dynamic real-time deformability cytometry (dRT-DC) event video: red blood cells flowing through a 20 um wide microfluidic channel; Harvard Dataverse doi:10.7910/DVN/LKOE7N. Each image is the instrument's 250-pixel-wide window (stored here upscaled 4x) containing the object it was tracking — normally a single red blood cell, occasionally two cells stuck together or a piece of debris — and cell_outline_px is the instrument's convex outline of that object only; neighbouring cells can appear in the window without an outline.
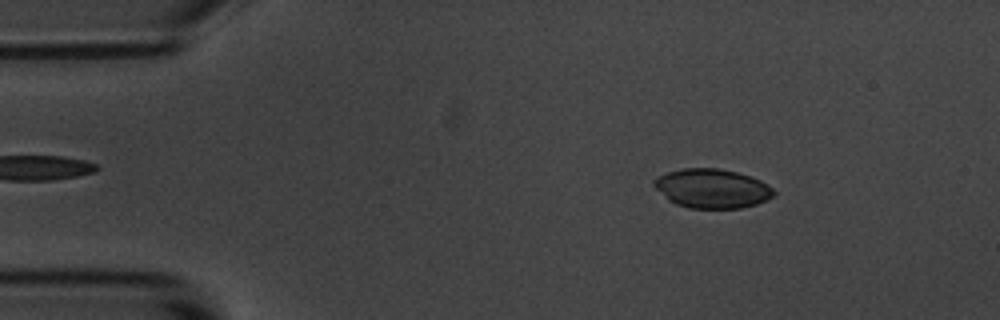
{"species": "common noctule bat (a hibernating species)", "species_latin": "Nyctalus noctula", "temperature_condition": "room temperature", "stored_images_in_passage": 54, "camera_frame_rate_fps": 3000, "um_per_image_px": 0.085, "animal": {"sex": "male", "body_mass_g": 20.1, "forearm_length_mm": 53.5}, "frame": {"image": 1, "passage_image": 7, "time_ms": 2.0, "image_size_px": [1000, 320], "cell_outline_px": [[776, 196], [756, 204], [740, 208], [688, 208], [676, 204], [668, 200], [652, 184], [652, 180], [668, 172], [680, 168], [720, 168], [736, 172], [760, 180], [772, 188], [776, 192]], "centroid_in_image_um": [60.52, 16.02], "position_along_channel_um": 24.5, "area_um2": 27.34}}
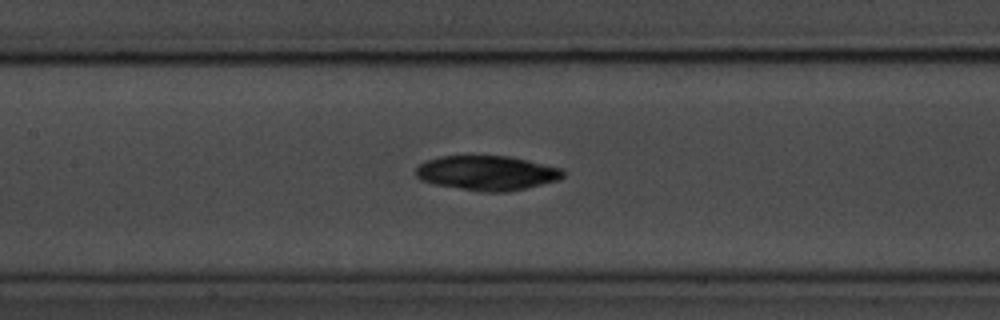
{"frame": {"image": 2, "passage_image": 24, "time_ms": 7.667, "image_size_px": [1000, 320], "cell_outline_px": [[564, 176], [556, 180], [508, 192], [484, 192], [432, 184], [420, 180], [416, 176], [416, 168], [420, 164], [428, 160], [440, 156], [508, 156], [528, 160], [560, 168], [564, 172]], "centroid_in_image_um": [41.35, 14.7], "position_along_channel_um": 166.0, "area_um2": 29.48}}
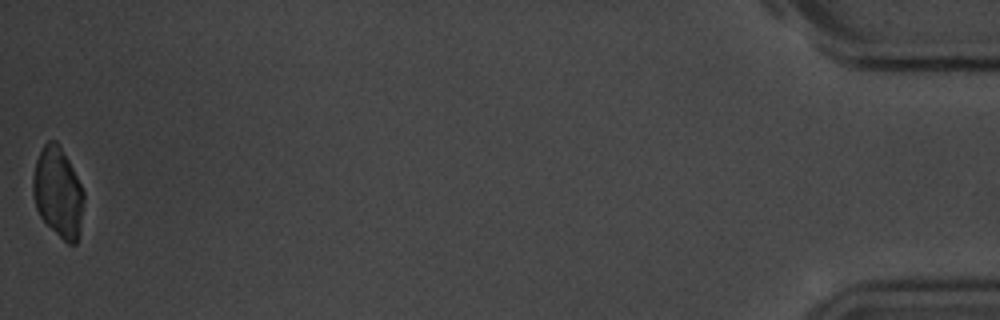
{"frame": {"image": 3, "passage_image": 54, "time_ms": 17.667, "image_size_px": [1000, 320], "cell_outline_px": [[84, 200], [80, 232], [76, 244], [68, 244], [40, 216], [36, 208], [32, 196], [32, 176], [36, 160], [44, 144], [48, 140], [56, 140], [68, 160], [84, 192]], "centroid_in_image_um": [4.92, 16.36], "position_along_channel_um": 430.3, "area_um2": 26.53}, "authors_computed_cell_mechanics": {"area_um2": 29.0734, "velocity_mm_per_s": 3.6171, "shape_relaxation_time_tau1_ms": 3.3982, "shape_relaxation_time_tau2_ms": 6.4138, "deformation_change_tau1": 0.0892, "deformation_change_tau2": 0.0724}}